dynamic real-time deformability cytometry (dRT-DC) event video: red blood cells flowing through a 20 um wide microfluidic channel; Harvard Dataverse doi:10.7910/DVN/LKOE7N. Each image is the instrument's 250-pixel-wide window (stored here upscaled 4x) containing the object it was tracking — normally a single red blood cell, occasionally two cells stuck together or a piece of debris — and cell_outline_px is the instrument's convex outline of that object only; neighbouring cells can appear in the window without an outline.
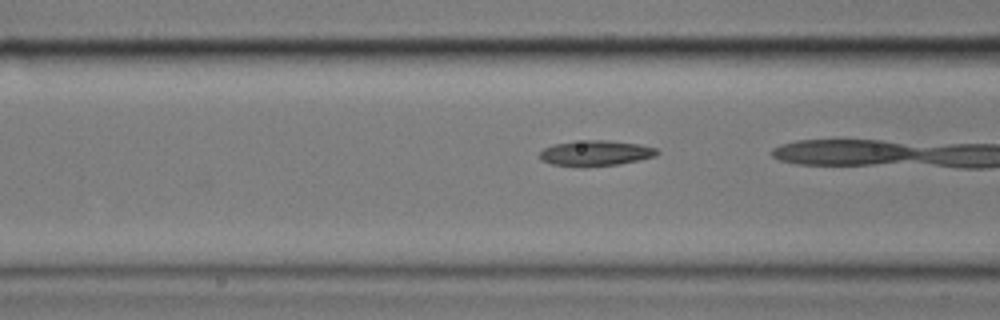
{"species": "common noctule bat (a hibernating species)", "species_latin": "Nyctalus noctula", "temperature_condition": "cold", "stored_images_in_passage": 5, "camera_frame_rate_fps": 3000, "um_per_image_px": 0.085, "animal": {"sex": "male", "body_mass_g": 17.9}, "frame": {"image": 1, "passage_image": 4, "time_ms": 1.0, "image_size_px": [1000, 320], "cell_outline_px": [[660, 152], [656, 156], [640, 160], [620, 164], [584, 168], [580, 168], [552, 164], [540, 160], [540, 152], [544, 148], [552, 144], [584, 140], [608, 140], [640, 144], [656, 148]], "centroid_in_image_um": [50.63, 13.03], "position_along_channel_um": 116.0, "area_um2": 17.86}}